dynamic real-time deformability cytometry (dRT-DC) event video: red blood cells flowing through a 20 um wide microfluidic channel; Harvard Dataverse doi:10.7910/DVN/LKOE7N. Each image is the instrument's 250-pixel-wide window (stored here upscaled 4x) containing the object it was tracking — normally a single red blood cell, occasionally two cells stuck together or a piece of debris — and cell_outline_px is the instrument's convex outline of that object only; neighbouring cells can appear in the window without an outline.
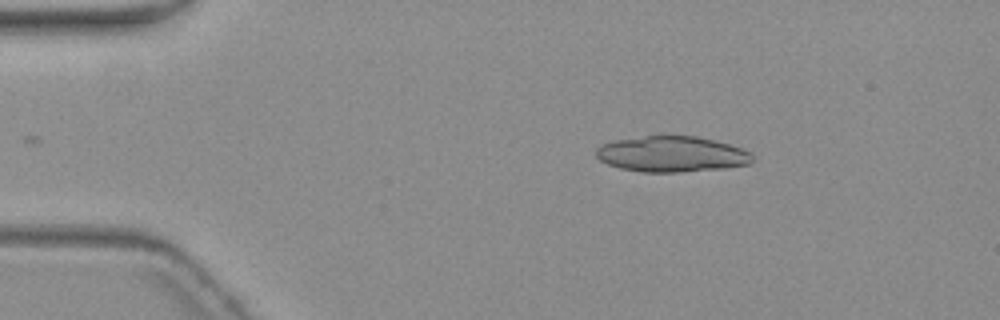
{"species": "common noctule bat (a hibernating species)", "species_latin": "Nyctalus noctula", "temperature_condition": "warm", "stored_images_in_passage": 3, "camera_frame_rate_fps": 3000, "um_per_image_px": 0.085, "animal": {"sex": "female", "body_mass_g": 19.3, "forearm_length_mm": 54.1}, "frame": {"image": 1, "passage_image": 1, "time_ms": 0.0, "image_size_px": [1000, 320], "cell_outline_px": [[752, 160], [748, 164], [724, 168], [680, 172], [640, 172], [620, 168], [608, 164], [600, 160], [596, 156], [596, 148], [612, 140], [644, 136], [696, 136], [728, 144], [740, 148], [748, 152], [752, 156]], "centroid_in_image_um": [57.05, 13.1], "position_along_channel_um": 28.0, "area_um2": 32.31}}
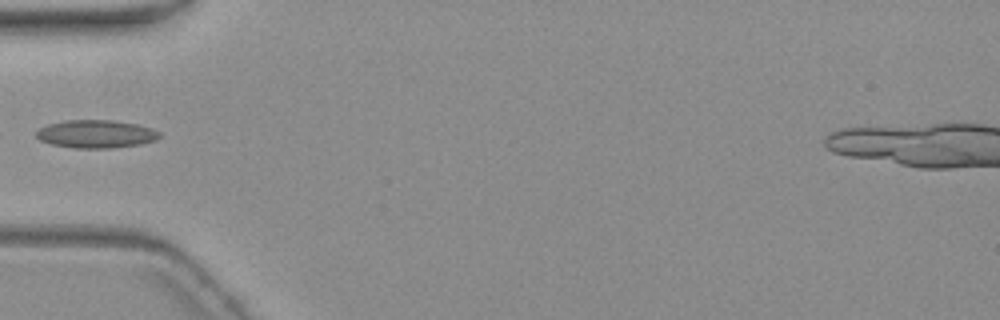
{"frame": {"image": 2, "passage_image": 3, "time_ms": 3.333, "image_size_px": [1000, 320], "cell_outline_px": [[160, 136], [156, 140], [140, 144], [112, 148], [76, 148], [52, 144], [40, 140], [36, 136], [36, 132], [40, 128], [48, 124], [64, 120], [112, 120], [136, 124], [152, 128], [160, 132]], "centroid_in_image_um": [8.17, 11.38], "position_along_channel_um": 76.8, "area_um2": 20.06}}